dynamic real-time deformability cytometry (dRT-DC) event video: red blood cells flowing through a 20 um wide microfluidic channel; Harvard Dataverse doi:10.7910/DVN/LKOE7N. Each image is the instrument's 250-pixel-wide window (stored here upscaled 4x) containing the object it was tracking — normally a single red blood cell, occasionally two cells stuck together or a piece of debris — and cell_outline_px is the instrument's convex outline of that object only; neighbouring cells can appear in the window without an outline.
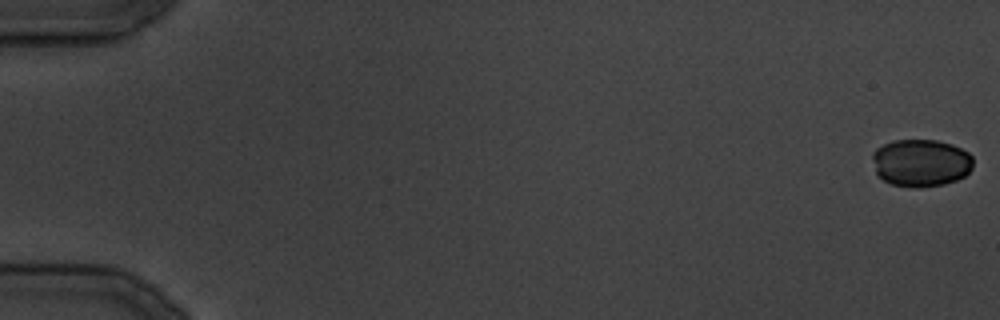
{"species": "common noctule bat (a hibernating species)", "species_latin": "Nyctalus noctula", "temperature_condition": "cold", "stored_images_in_passage": 35, "camera_frame_rate_fps": 3000, "um_per_image_px": 0.085, "animal": {"sex": "male", "body_mass_g": 19.5, "forearm_length_mm": 54.6}, "frame": {"image": 1, "passage_image": 1, "time_ms": 0.0, "image_size_px": [1000, 320], "cell_outline_px": [[972, 168], [964, 176], [956, 180], [944, 184], [920, 188], [916, 188], [892, 184], [884, 180], [876, 172], [872, 160], [872, 152], [876, 148], [892, 140], [936, 140], [952, 144], [968, 152], [972, 156]], "centroid_in_image_um": [78.27, 13.84], "position_along_channel_um": 6.7, "area_um2": 27.98}}
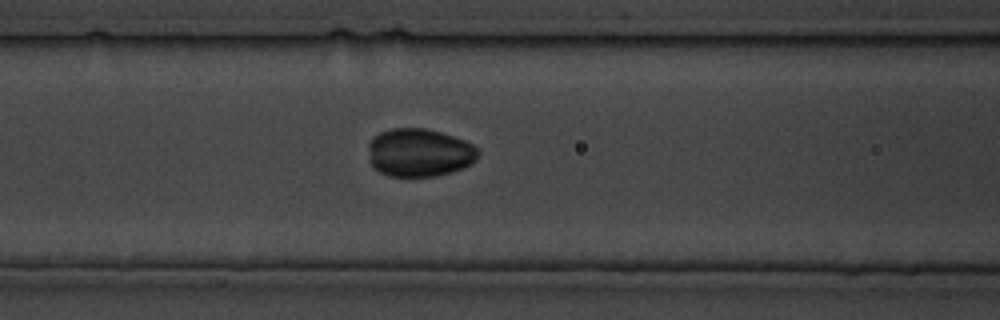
{"frame": {"image": 2, "passage_image": 16, "time_ms": 18.0, "image_size_px": [1000, 320], "cell_outline_px": [[480, 152], [476, 160], [472, 164], [452, 172], [436, 176], [388, 176], [380, 172], [372, 164], [368, 148], [368, 144], [372, 136], [380, 132], [392, 128], [424, 128], [440, 132], [464, 140], [480, 148]], "centroid_in_image_um": [35.67, 12.97], "position_along_channel_um": 130.9, "area_um2": 30.98}}
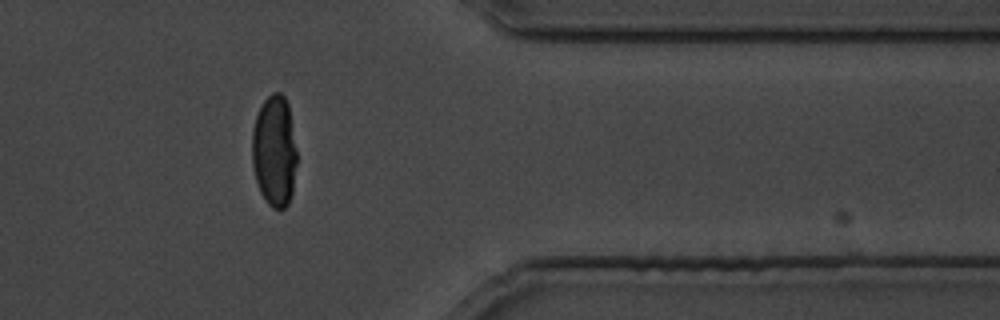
{"frame": {"image": 3, "passage_image": 29, "time_ms": 35.0, "image_size_px": [1000, 320], "cell_outline_px": [[296, 164], [292, 192], [288, 204], [284, 208], [272, 208], [268, 204], [260, 192], [252, 168], [252, 128], [256, 116], [264, 100], [272, 92], [280, 92], [284, 96], [288, 104], [296, 152]], "centroid_in_image_um": [23.3, 12.84], "position_along_channel_um": 388.1, "area_um2": 29.02}}